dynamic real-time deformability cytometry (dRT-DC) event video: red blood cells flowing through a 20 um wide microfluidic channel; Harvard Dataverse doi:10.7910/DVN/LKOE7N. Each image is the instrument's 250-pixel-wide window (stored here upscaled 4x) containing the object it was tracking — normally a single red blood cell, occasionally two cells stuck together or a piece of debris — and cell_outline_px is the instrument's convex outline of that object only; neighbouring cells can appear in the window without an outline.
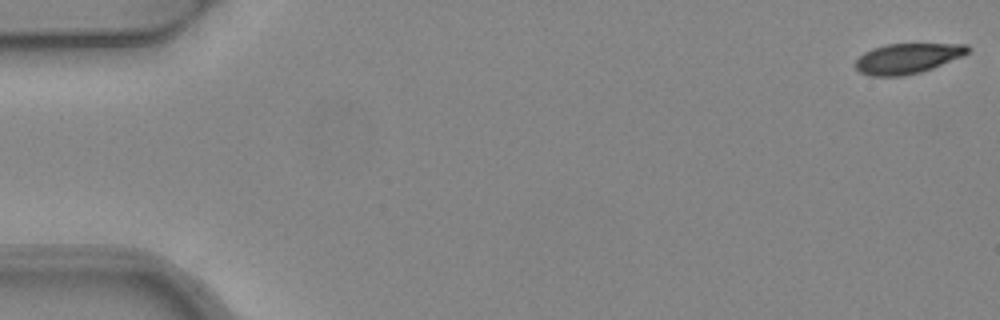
{"species": "common noctule bat (a hibernating species)", "species_latin": "Nyctalus noctula", "temperature_condition": "warm", "stored_images_in_passage": 6, "camera_frame_rate_fps": 3000, "um_per_image_px": 0.085, "animal": {"sex": "female", "body_mass_g": 24.6, "forearm_length_mm": 56.2}, "frame": {"image": 1, "passage_image": 1, "time_ms": 0.0, "image_size_px": [1000, 320], "cell_outline_px": [[972, 48], [964, 56], [932, 68], [920, 72], [904, 76], [868, 76], [860, 72], [856, 68], [856, 60], [864, 52], [872, 48], [888, 44], [968, 44]], "centroid_in_image_um": [77.16, 4.96], "position_along_channel_um": 7.8, "area_um2": 19.83}}
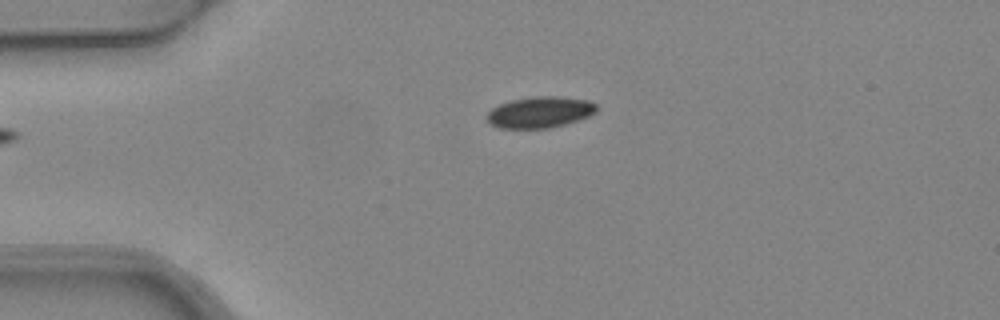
{"frame": {"image": 2, "passage_image": 6, "time_ms": 1.667, "image_size_px": [1000, 320], "cell_outline_px": [[596, 112], [588, 116], [564, 124], [548, 128], [500, 128], [488, 124], [488, 112], [492, 108], [500, 104], [512, 100], [536, 96], [556, 96], [588, 100], [596, 104]], "centroid_in_image_um": [45.88, 9.54], "position_along_channel_um": 39.1, "area_um2": 19.71}}